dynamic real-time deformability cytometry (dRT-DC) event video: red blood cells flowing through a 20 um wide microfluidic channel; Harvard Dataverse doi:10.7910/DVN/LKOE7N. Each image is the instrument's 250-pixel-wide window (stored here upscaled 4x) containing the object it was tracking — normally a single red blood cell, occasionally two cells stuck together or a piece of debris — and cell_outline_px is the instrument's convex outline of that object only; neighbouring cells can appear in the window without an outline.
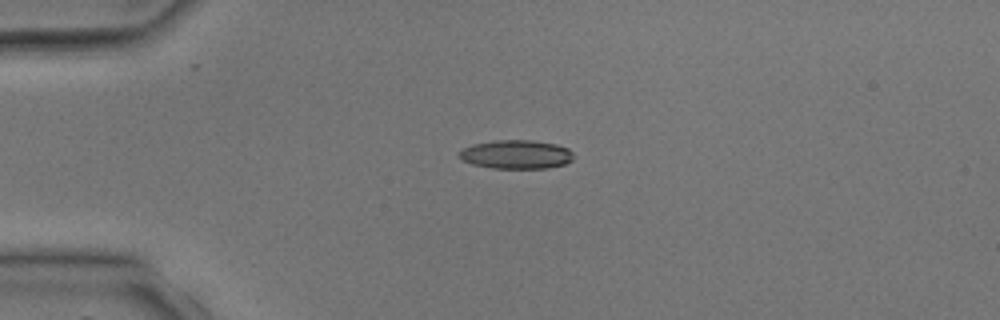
{"species": "common noctule bat (a hibernating species)", "species_latin": "Nyctalus noctula", "temperature_condition": "room temperature", "stored_images_in_passage": 1, "camera_frame_rate_fps": 3000, "um_per_image_px": 0.085, "animal": {"sex": "male", "body_mass_g": 17.9, "forearm_length_mm": 54.2}, "frame": {"image": 1, "passage_image": 1, "time_ms": 0.0, "image_size_px": [1000, 320], "cell_outline_px": [[572, 160], [564, 164], [548, 168], [492, 168], [472, 164], [456, 156], [456, 152], [472, 144], [496, 140], [532, 140], [556, 144], [568, 148], [572, 152]], "centroid_in_image_um": [43.84, 13.12], "position_along_channel_um": 41.2, "area_um2": 19.25}}